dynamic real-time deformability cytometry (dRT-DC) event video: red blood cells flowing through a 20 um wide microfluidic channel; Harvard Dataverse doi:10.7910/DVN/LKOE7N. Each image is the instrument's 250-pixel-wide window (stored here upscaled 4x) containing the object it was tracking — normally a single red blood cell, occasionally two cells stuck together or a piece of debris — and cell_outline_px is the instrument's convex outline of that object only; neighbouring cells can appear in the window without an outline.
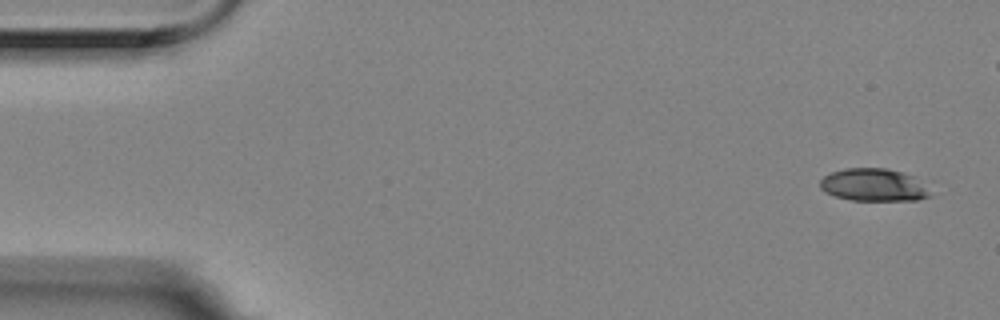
{"species": "Egyptian fruit bat (a non-hibernating species)", "species_latin": "Rousettus aegyptiacus", "temperature_condition": "room temperature", "stored_images_in_passage": 6, "camera_frame_rate_fps": 3000, "um_per_image_px": 0.085, "animal": {"sex": "female"}, "frame": {"image": 1, "passage_image": 1, "time_ms": 0.0, "image_size_px": [1000, 320], "cell_outline_px": [[932, 196], [916, 200], [852, 200], [836, 196], [824, 192], [820, 188], [820, 180], [824, 176], [832, 172], [844, 168], [888, 168], [904, 172], [920, 180], [924, 184]], "centroid_in_image_um": [74.26, 15.71], "position_along_channel_um": 10.7, "area_um2": 20.98}}